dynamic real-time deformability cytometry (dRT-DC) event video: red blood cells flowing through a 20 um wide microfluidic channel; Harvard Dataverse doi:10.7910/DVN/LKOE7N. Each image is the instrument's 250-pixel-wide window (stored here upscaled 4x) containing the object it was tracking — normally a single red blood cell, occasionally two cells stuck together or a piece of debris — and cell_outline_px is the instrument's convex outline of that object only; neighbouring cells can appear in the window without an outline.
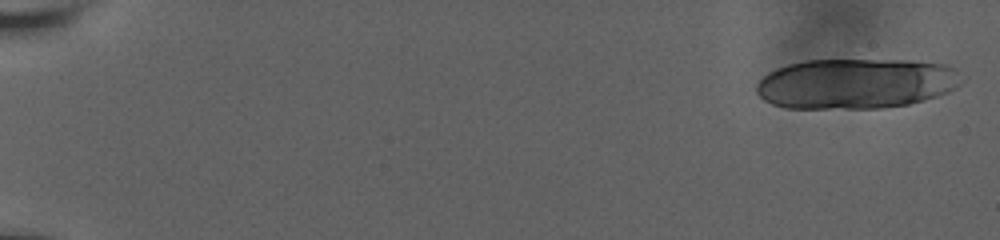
{"species": "human", "species_latin": "Homo sapiens", "temperature_condition": "room temperature", "stored_images_in_passage": 10, "segment_of_instrument_passage": [1, 2], "camera_frame_rate_fps": 3000, "um_per_image_px": 0.085, "donor": {"sex": "male"}, "frame": {"image": 1, "passage_image": 1, "time_ms": 0.0, "image_size_px": [1000, 240], "cell_outline_px": [[968, 76], [956, 88], [948, 92], [924, 100], [908, 104], [880, 108], [784, 108], [772, 104], [764, 100], [756, 92], [756, 84], [768, 72], [776, 68], [788, 64], [804, 60], [908, 60], [948, 64], [956, 68]], "centroid_in_image_um": [72.82, 7.09], "position_along_channel_um": 12.2, "area_um2": 60.98}}